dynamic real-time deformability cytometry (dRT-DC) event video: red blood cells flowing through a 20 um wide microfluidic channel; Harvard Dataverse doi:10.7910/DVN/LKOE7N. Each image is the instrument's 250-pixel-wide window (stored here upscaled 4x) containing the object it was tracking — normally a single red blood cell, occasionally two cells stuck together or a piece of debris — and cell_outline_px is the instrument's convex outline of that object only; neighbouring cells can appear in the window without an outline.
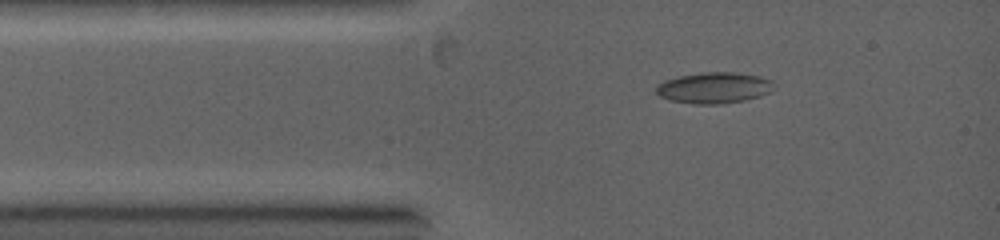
{"species": "common noctule bat (a hibernating species)", "species_latin": "Nyctalus noctula", "temperature_condition": "warm", "stored_images_in_passage": 3, "camera_frame_rate_fps": 5000, "um_per_image_px": 0.085, "animal": {"sex": "female", "body_mass_g": 19.0, "forearm_length_mm": 53.3}, "frame": {"image": 1, "passage_image": 1, "time_ms": 0.0, "image_size_px": [1000, 240], "cell_outline_px": [[776, 88], [772, 92], [760, 96], [744, 100], [720, 104], [692, 104], [668, 100], [660, 96], [656, 92], [656, 84], [664, 80], [680, 76], [700, 72], [736, 72], [760, 76], [772, 80], [776, 84]], "centroid_in_image_um": [60.73, 7.46], "position_along_channel_um": 24.3, "area_um2": 21.73}}